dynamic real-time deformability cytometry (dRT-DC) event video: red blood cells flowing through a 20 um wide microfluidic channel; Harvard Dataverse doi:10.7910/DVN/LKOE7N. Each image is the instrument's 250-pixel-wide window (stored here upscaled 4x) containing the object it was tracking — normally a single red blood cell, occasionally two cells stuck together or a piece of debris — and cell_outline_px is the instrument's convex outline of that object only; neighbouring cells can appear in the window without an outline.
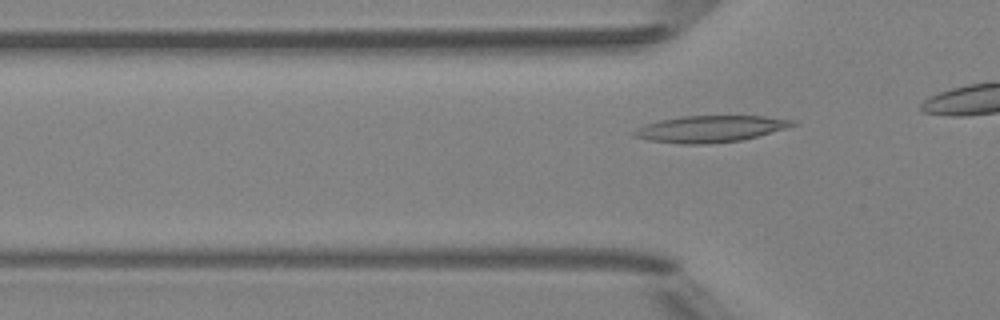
{"species": "Egyptian fruit bat (a non-hibernating species)", "species_latin": "Rousettus aegyptiacus", "temperature_condition": "room temperature", "stored_images_in_passage": 5, "camera_frame_rate_fps": 3000, "um_per_image_px": 0.085, "animal": {"sex": "female"}, "frame": {"image": 1, "passage_image": 5, "time_ms": 5.333, "image_size_px": [1000, 320], "cell_outline_px": [[796, 124], [784, 128], [744, 140], [704, 144], [680, 144], [648, 140], [636, 136], [632, 132], [636, 128], [660, 120], [680, 116], [764, 116], [796, 120]], "centroid_in_image_um": [60.37, 10.95], "position_along_channel_um": 65.4, "area_um2": 24.33}}